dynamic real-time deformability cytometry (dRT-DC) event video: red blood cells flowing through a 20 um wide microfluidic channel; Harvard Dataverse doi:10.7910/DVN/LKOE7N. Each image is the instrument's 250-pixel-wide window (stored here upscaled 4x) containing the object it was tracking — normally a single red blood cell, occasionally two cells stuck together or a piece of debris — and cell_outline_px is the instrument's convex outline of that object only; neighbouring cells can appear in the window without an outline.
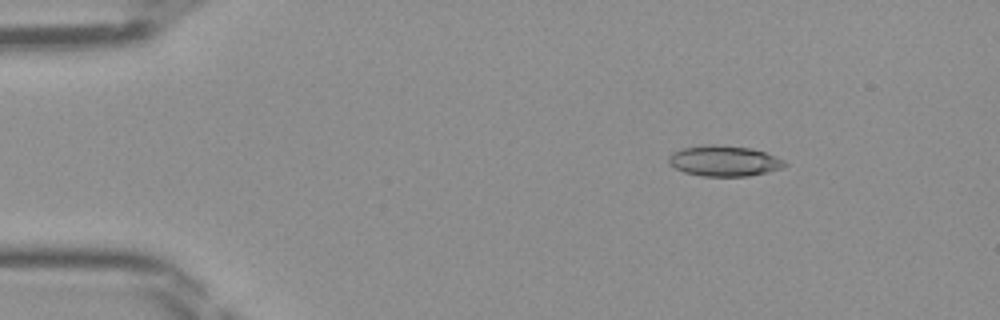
{"species": "Egyptian fruit bat (a non-hibernating species)", "species_latin": "Rousettus aegyptiacus", "temperature_condition": "room temperature", "stored_images_in_passage": 47, "camera_frame_rate_fps": 3000, "um_per_image_px": 0.085, "frame": {"image": 1, "passage_image": 7, "time_ms": 2.0, "image_size_px": [1000, 320], "cell_outline_px": [[788, 164], [780, 168], [768, 172], [748, 176], [704, 176], [684, 172], [676, 168], [668, 160], [668, 156], [672, 152], [684, 148], [704, 144], [716, 144], [752, 148], [776, 156], [784, 160]], "centroid_in_image_um": [61.56, 13.67], "position_along_channel_um": 23.4, "area_um2": 20.69}}
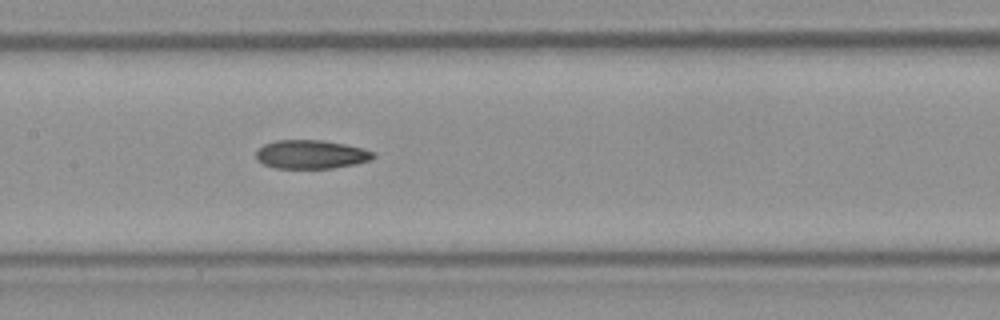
{"frame": {"image": 2, "passage_image": 23, "time_ms": 7.333, "image_size_px": [1000, 320], "cell_outline_px": [[376, 156], [372, 160], [356, 164], [332, 168], [276, 168], [264, 164], [256, 160], [256, 152], [264, 144], [276, 140], [324, 140], [364, 148], [376, 152]], "centroid_in_image_um": [26.49, 13.12], "position_along_channel_um": 180.9, "area_um2": 19.77}}
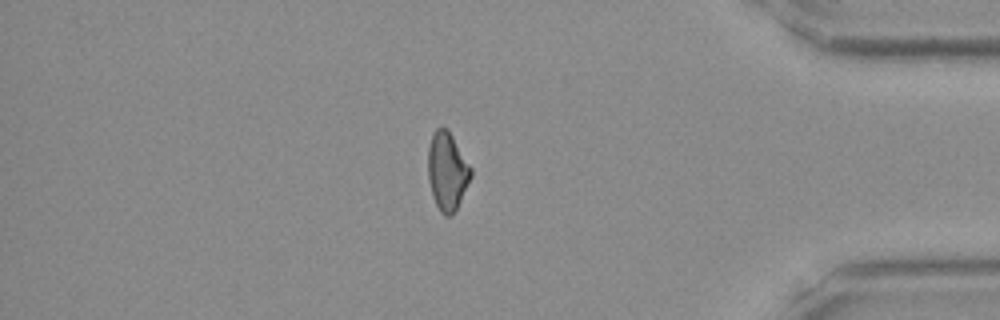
{"frame": {"image": 3, "passage_image": 40, "time_ms": 13.0, "image_size_px": [1000, 320], "cell_outline_px": [[472, 176], [456, 208], [448, 216], [444, 216], [440, 212], [432, 196], [428, 180], [428, 144], [432, 132], [436, 128], [448, 128], [472, 168]], "centroid_in_image_um": [37.99, 14.51], "position_along_channel_um": 397.2, "area_um2": 19.59}}